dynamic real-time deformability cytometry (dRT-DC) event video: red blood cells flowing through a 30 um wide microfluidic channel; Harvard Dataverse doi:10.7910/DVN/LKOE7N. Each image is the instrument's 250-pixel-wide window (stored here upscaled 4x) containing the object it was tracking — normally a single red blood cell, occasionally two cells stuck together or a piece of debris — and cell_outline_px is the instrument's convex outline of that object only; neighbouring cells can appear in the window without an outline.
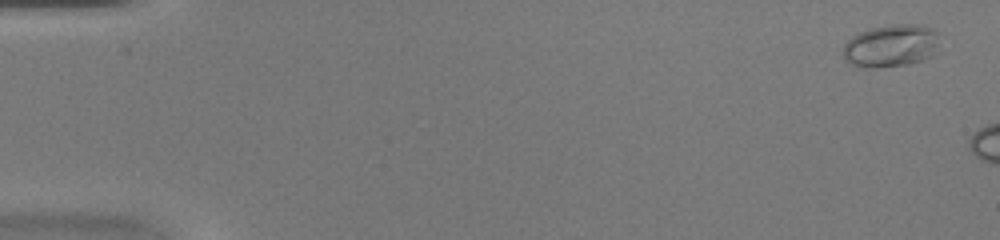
{"species": "common noctule bat (a hibernating species)", "species_latin": "Nyctalus noctula", "temperature_condition": "warm", "stored_images_in_passage": 6, "camera_frame_rate_fps": 3000, "um_per_image_px": 0.085, "animal": {"sex": "female", "body_mass_g": 20.0, "forearm_length_mm": 54.0}, "frame": {"image": 1, "passage_image": 2, "time_ms": 0.333, "image_size_px": [1000, 240], "cell_outline_px": [[940, 52], [924, 60], [908, 64], [872, 68], [864, 68], [852, 64], [844, 60], [844, 44], [852, 36], [868, 28], [896, 24], [920, 24], [936, 28]], "centroid_in_image_um": [75.8, 3.88], "position_along_channel_um": 9.2, "area_um2": 24.45}}